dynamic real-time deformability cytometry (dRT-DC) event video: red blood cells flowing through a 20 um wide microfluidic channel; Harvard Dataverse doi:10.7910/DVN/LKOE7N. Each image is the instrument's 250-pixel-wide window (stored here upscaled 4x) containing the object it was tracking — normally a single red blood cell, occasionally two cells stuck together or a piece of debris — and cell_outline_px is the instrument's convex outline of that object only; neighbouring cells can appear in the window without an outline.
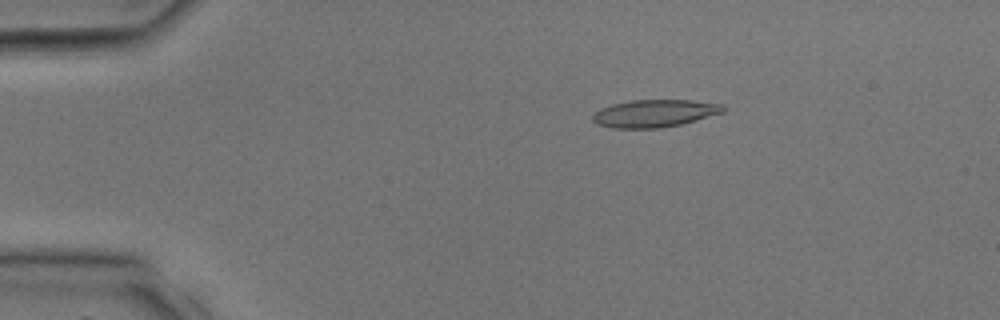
{"species": "common noctule bat (a hibernating species)", "species_latin": "Nyctalus noctula", "temperature_condition": "room temperature", "stored_images_in_passage": 33, "camera_frame_rate_fps": 3000, "um_per_image_px": 0.085, "animal": {"sex": "male", "body_mass_g": 17.9, "forearm_length_mm": 54.2}, "frame": {"image": 1, "passage_image": 6, "time_ms": 1.667, "image_size_px": [1000, 320], "cell_outline_px": [[724, 112], [696, 120], [680, 124], [660, 128], [612, 128], [596, 124], [592, 120], [592, 116], [600, 108], [612, 104], [632, 100], [692, 100], [724, 104]], "centroid_in_image_um": [55.62, 9.63], "position_along_channel_um": 29.4, "area_um2": 20.92}}
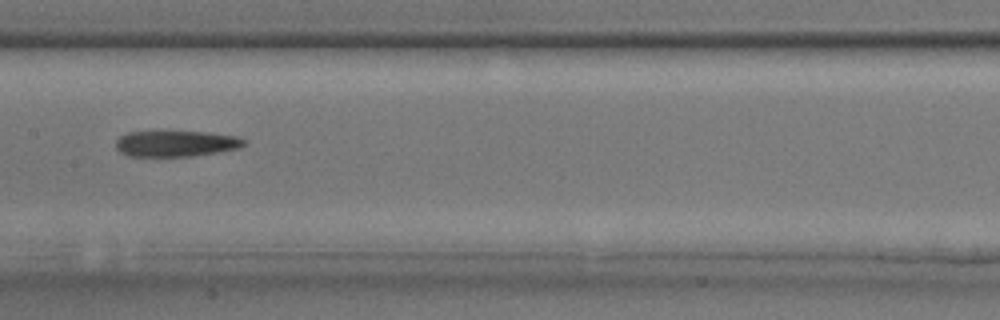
{"frame": {"image": 2, "passage_image": 17, "time_ms": 5.333, "image_size_px": [1000, 320], "cell_outline_px": [[244, 144], [240, 148], [192, 156], [128, 156], [120, 152], [116, 148], [116, 140], [120, 136], [128, 132], [204, 132], [236, 136], [244, 140]], "centroid_in_image_um": [14.92, 12.21], "position_along_channel_um": 192.5, "area_um2": 19.13}}
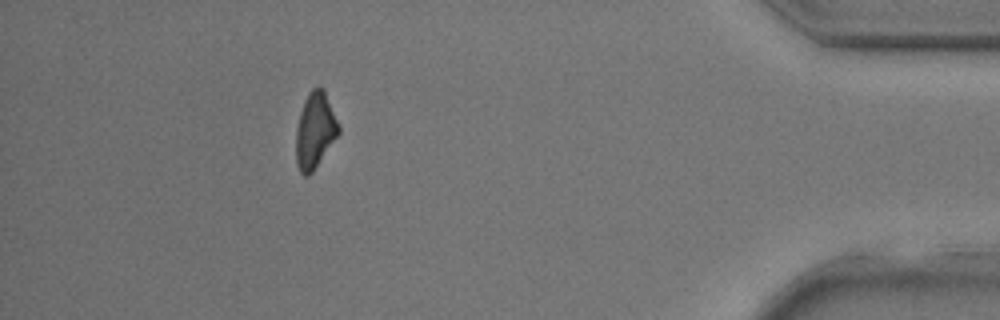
{"frame": {"image": 3, "passage_image": 30, "time_ms": 9.667, "image_size_px": [1000, 320], "cell_outline_px": [[340, 132], [312, 172], [308, 176], [304, 176], [300, 172], [296, 164], [296, 128], [300, 112], [304, 100], [308, 92], [312, 88], [324, 88], [340, 128]], "centroid_in_image_um": [26.76, 11.08], "position_along_channel_um": 408.4, "area_um2": 18.73}}